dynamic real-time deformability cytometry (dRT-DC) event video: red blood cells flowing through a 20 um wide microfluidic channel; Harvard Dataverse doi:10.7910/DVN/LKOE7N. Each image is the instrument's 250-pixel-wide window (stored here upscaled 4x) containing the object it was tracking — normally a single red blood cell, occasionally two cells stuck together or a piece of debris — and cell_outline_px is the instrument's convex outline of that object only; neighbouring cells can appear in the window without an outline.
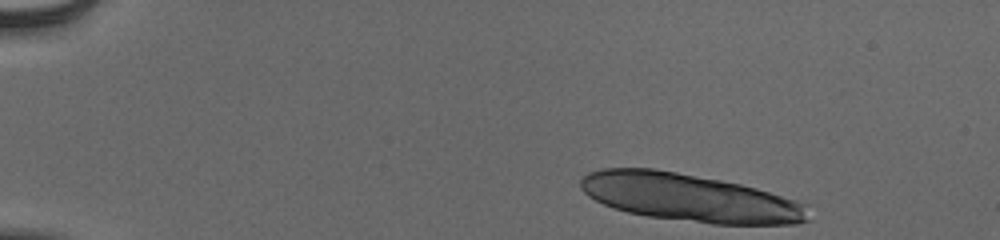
{"species": "human", "species_latin": "Homo sapiens", "temperature_condition": "cold", "stored_images_in_passage": 10, "camera_frame_rate_fps": 3000, "um_per_image_px": 0.085, "donor": {"sex": "male"}, "frame": {"image": 1, "passage_image": 1, "time_ms": 0.0, "image_size_px": [1000, 240], "cell_outline_px": [[808, 220], [796, 224], [712, 224], [648, 216], [628, 212], [612, 208], [588, 196], [580, 188], [580, 180], [588, 172], [600, 168], [656, 168], [720, 180], [740, 184], [756, 188], [804, 204]], "centroid_in_image_um": [58.54, 16.79], "position_along_channel_um": 26.5, "area_um2": 63.0}}